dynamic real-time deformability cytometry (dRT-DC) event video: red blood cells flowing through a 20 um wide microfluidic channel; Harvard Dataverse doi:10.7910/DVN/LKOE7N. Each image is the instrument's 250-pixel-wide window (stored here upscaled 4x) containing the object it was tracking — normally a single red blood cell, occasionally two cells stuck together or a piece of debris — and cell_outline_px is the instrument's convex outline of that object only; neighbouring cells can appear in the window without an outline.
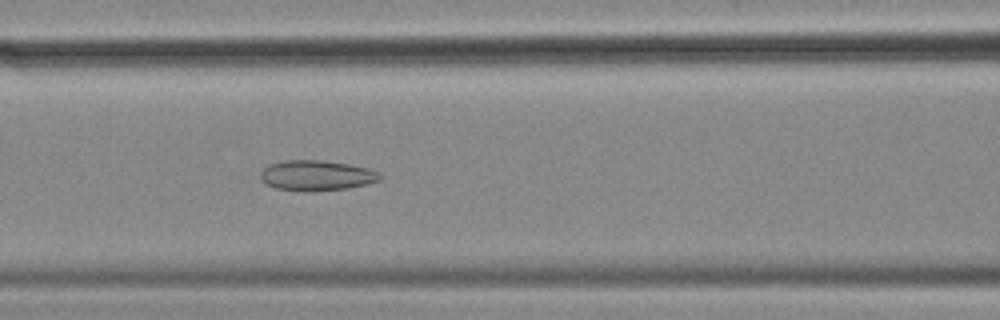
{"species": "common noctule bat (a hibernating species)", "species_latin": "Nyctalus noctula", "temperature_condition": "cold", "stored_images_in_passage": 57, "camera_frame_rate_fps": 3000, "um_per_image_px": 0.085, "animal": {"sex": "female", "body_mass_g": 18.4}, "frame": {"image": 1, "passage_image": 24, "time_ms": 7.667, "image_size_px": [1000, 320], "cell_outline_px": [[384, 176], [380, 180], [368, 184], [348, 188], [316, 192], [312, 192], [276, 188], [264, 184], [260, 180], [260, 172], [268, 164], [284, 160], [320, 160], [348, 164], [368, 168], [380, 172]], "centroid_in_image_um": [26.91, 14.92], "position_along_channel_um": 139.7, "area_um2": 21.5}}
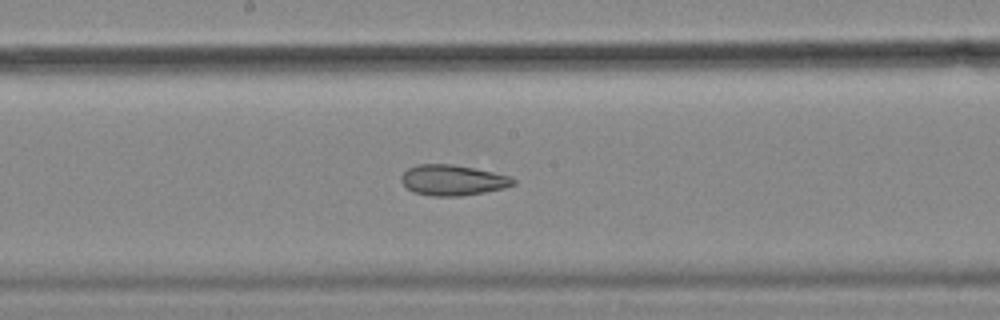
{"frame": {"image": 2, "passage_image": 30, "time_ms": 9.667, "image_size_px": [1000, 320], "cell_outline_px": [[516, 184], [504, 188], [484, 192], [460, 196], [432, 196], [412, 192], [400, 180], [400, 176], [408, 168], [420, 164], [452, 164], [512, 176], [516, 180]], "centroid_in_image_um": [38.49, 15.32], "position_along_channel_um": 209.7, "area_um2": 19.94}}
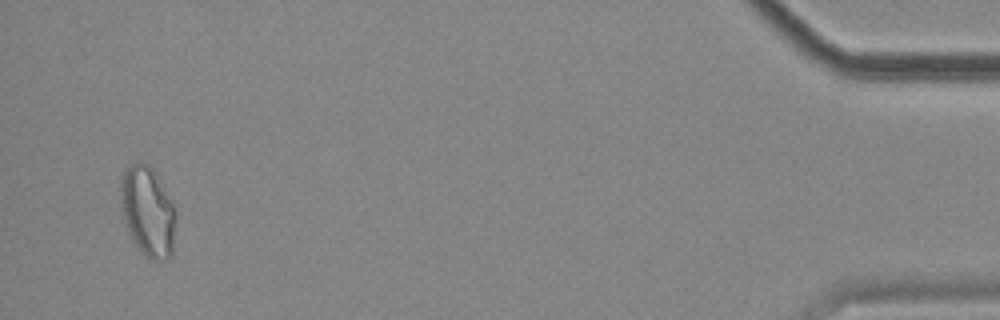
{"frame": {"image": 3, "passage_image": 55, "time_ms": 18.0, "image_size_px": [1000, 320], "cell_outline_px": [[176, 220], [172, 256], [168, 260], [152, 260], [144, 256], [132, 240], [124, 224], [120, 204], [120, 180], [124, 172], [136, 160], [140, 160], [148, 164], [156, 172], [176, 204]], "centroid_in_image_um": [12.58, 17.96], "position_along_channel_um": 422.6, "area_um2": 30.06}, "authors_computed_cell_mechanics": {"area_um2": 25.0852, "velocity_mm_per_s": 3.5269, "shape_relaxation_time_tau1_ms": null, "shape_relaxation_time_tau2_ms": 2.8768, "deformation_change_tau1": null, "deformation_change_tau2": 0.0926}}